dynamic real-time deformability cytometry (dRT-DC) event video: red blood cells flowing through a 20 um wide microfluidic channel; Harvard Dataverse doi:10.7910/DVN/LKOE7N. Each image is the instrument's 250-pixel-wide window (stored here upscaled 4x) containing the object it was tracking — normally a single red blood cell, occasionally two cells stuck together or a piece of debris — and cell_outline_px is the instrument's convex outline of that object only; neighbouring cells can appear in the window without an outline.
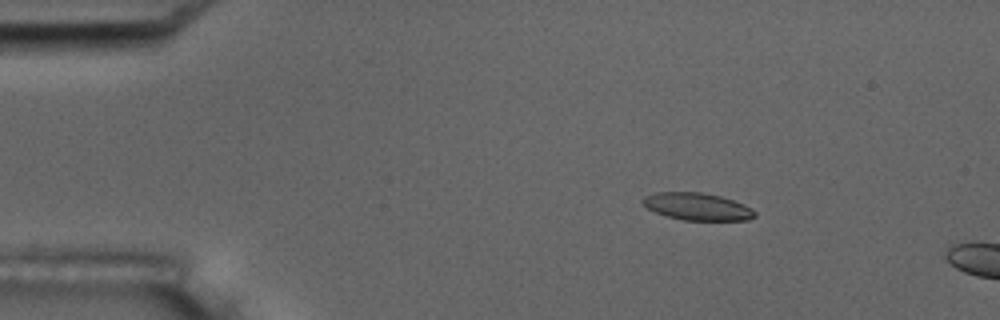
{"species": "common noctule bat (a hibernating species)", "species_latin": "Nyctalus noctula", "temperature_condition": "room temperature", "stored_images_in_passage": 3, "camera_frame_rate_fps": 3000, "um_per_image_px": 0.085, "animal": {"sex": "male", "body_mass_g": 17.5, "forearm_length_mm": 52.3}, "frame": {"image": 1, "passage_image": 1, "time_ms": 0.0, "image_size_px": [1000, 320], "cell_outline_px": [[756, 216], [748, 220], [684, 220], [668, 216], [656, 212], [648, 208], [640, 200], [644, 196], [656, 192], [700, 192], [720, 196], [744, 204], [752, 208], [756, 212]], "centroid_in_image_um": [59.28, 17.55], "position_along_channel_um": 25.7, "area_um2": 17.74}}